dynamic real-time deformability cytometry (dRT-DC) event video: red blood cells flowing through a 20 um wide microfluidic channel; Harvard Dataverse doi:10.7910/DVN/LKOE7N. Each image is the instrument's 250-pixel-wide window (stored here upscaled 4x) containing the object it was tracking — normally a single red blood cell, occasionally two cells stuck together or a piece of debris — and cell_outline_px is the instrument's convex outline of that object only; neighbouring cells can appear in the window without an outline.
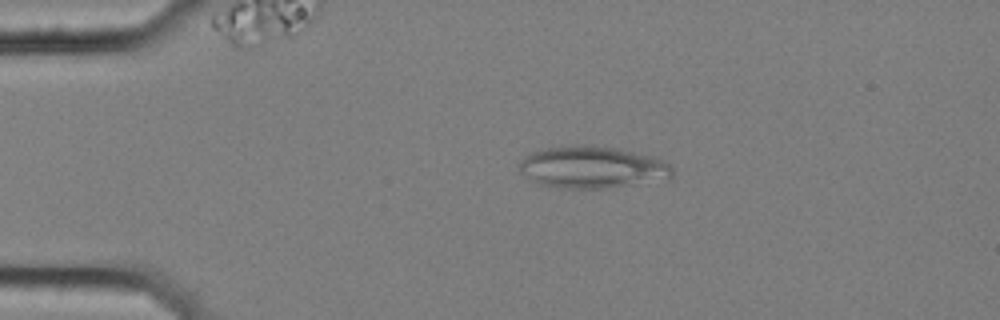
{"species": "common noctule bat (a hibernating species)", "species_latin": "Nyctalus noctula", "temperature_condition": "cold", "stored_images_in_passage": 58, "camera_frame_rate_fps": 3000, "um_per_image_px": 0.085, "animal": {"sex": "female", "body_mass_g": 25.1}, "frame": {"image": 1, "passage_image": 12, "time_ms": 3.667, "image_size_px": [1000, 320], "cell_outline_px": [[672, 176], [668, 180], [604, 188], [560, 188], [540, 184], [532, 180], [520, 172], [516, 164], [524, 156], [532, 152], [548, 148], [576, 144], [588, 144], [612, 148], [652, 156], [668, 164], [672, 168]], "centroid_in_image_um": [50.31, 14.22], "position_along_channel_um": 34.7, "area_um2": 37.45}}
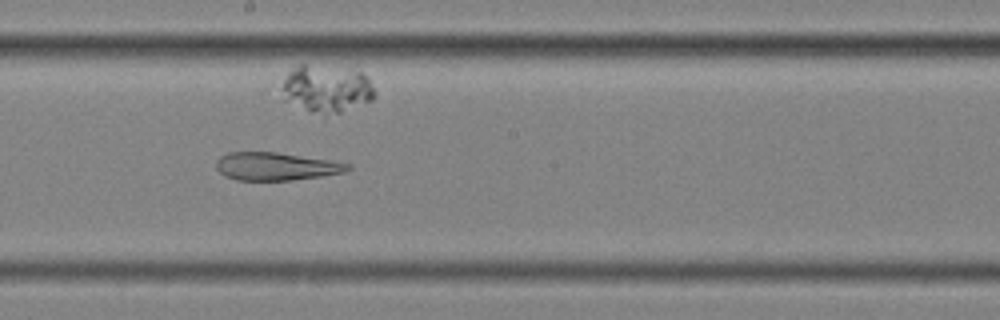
{"frame": {"image": 2, "passage_image": 32, "time_ms": 10.333, "image_size_px": [1000, 320], "cell_outline_px": [[352, 168], [344, 172], [320, 176], [292, 180], [236, 180], [224, 176], [216, 168], [216, 160], [220, 156], [228, 152], [276, 152], [328, 160], [352, 164]], "centroid_in_image_um": [23.42, 14.14], "position_along_channel_um": 224.8, "area_um2": 21.33}}
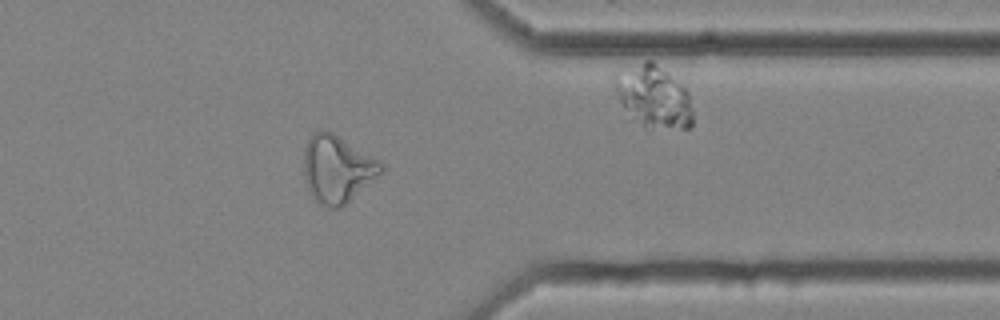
{"frame": {"image": 3, "passage_image": 46, "time_ms": 15.0, "image_size_px": [1000, 320], "cell_outline_px": [[384, 168], [380, 172], [340, 208], [324, 208], [312, 200], [308, 188], [304, 172], [304, 148], [308, 140], [316, 132], [324, 128], [332, 132], [380, 160], [384, 164]], "centroid_in_image_um": [28.62, 14.36], "position_along_channel_um": 382.8, "area_um2": 30.0}}